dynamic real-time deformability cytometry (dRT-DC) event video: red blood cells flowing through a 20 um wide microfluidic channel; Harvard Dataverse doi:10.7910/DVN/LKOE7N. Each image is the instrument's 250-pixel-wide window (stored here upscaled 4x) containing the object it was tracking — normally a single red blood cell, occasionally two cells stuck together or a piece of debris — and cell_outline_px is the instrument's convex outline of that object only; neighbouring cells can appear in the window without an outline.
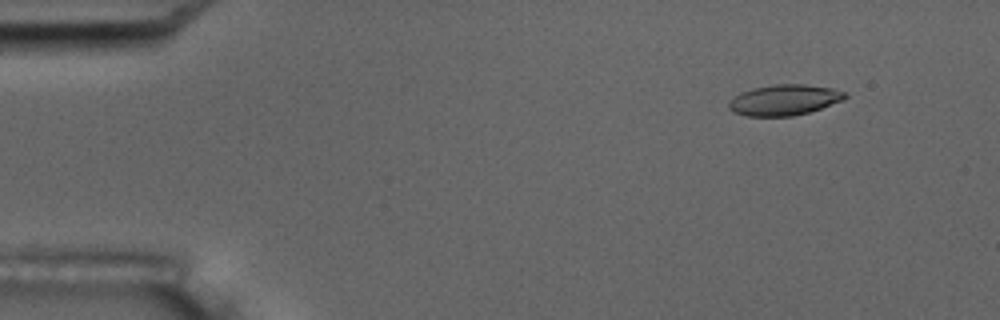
{"species": "common noctule bat (a hibernating species)", "species_latin": "Nyctalus noctula", "temperature_condition": "room temperature", "stored_images_in_passage": 9, "camera_frame_rate_fps": 3000, "um_per_image_px": 0.085, "animal": {"sex": "male", "body_mass_g": 17.5, "forearm_length_mm": 52.3}, "frame": {"image": 1, "passage_image": 2, "time_ms": 1.333, "image_size_px": [1000, 320], "cell_outline_px": [[848, 96], [840, 100], [820, 108], [808, 112], [792, 116], [744, 116], [732, 112], [728, 108], [728, 100], [740, 92], [752, 88], [772, 84], [804, 84], [832, 88], [844, 92]], "centroid_in_image_um": [66.57, 8.49], "position_along_channel_um": 18.4, "area_um2": 20.81}}
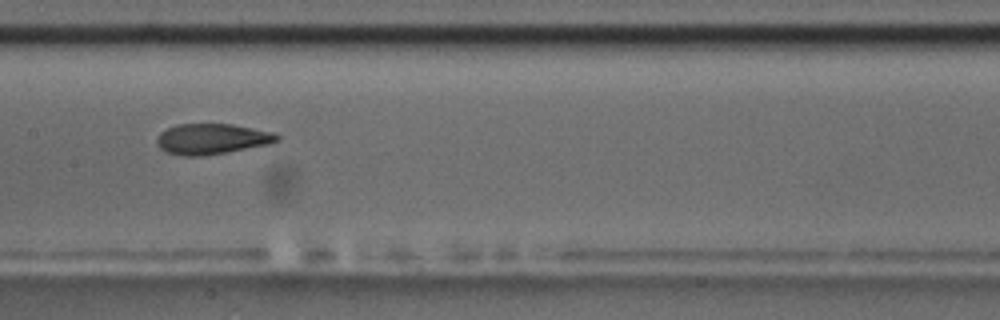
{"frame": {"image": 2, "passage_image": 8, "time_ms": 9.0, "image_size_px": [1000, 320], "cell_outline_px": [[280, 140], [268, 144], [224, 152], [200, 156], [180, 156], [164, 152], [156, 144], [156, 140], [160, 132], [168, 128], [180, 124], [232, 124], [272, 132], [280, 136]], "centroid_in_image_um": [17.96, 11.81], "position_along_channel_um": 189.4, "area_um2": 21.27}}